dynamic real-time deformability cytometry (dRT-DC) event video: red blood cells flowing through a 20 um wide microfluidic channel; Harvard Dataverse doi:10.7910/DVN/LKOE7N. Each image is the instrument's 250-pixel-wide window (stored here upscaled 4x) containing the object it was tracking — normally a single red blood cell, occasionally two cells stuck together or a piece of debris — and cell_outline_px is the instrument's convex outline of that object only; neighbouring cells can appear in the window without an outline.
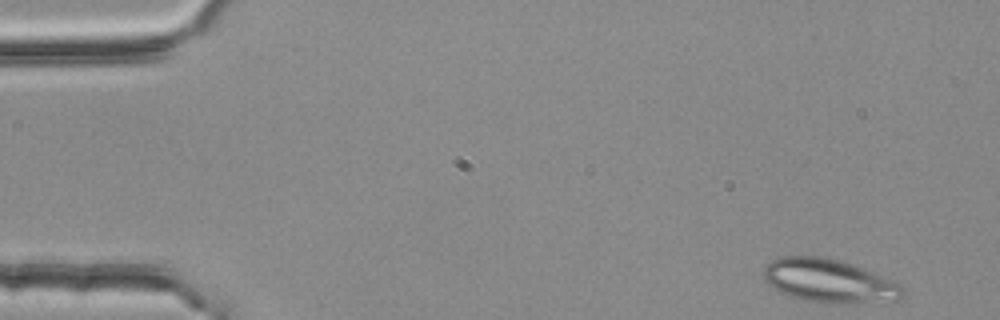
{"species": "common noctule bat (a hibernating species)", "species_latin": "Nyctalus noctula", "temperature_condition": "room temperature", "stored_images_in_passage": 48, "camera_frame_rate_fps": 3000, "um_per_image_px": 0.085, "animal": {"sex": "female", "body_mass_g": 25.1}, "frame": {"image": 1, "passage_image": 1, "time_ms": 0.0, "image_size_px": [1000, 320], "cell_outline_px": [[904, 296], [896, 300], [832, 304], [824, 304], [804, 300], [792, 296], [772, 288], [764, 280], [760, 272], [772, 260], [780, 256], [820, 256], [840, 260], [864, 268], [900, 284], [904, 288]], "centroid_in_image_um": [70.44, 23.87], "position_along_channel_um": 14.6, "area_um2": 35.43}}
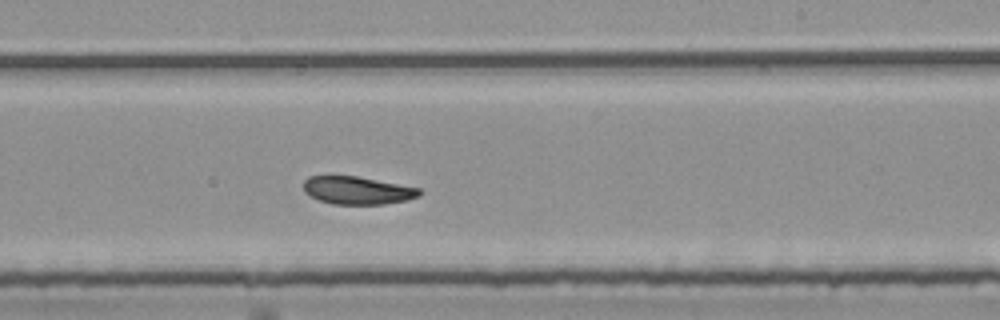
{"frame": {"image": 2, "passage_image": 30, "time_ms": 9.667, "image_size_px": [1000, 320], "cell_outline_px": [[424, 192], [420, 196], [408, 200], [384, 204], [332, 204], [320, 200], [304, 192], [304, 180], [308, 176], [356, 176], [420, 188]], "centroid_in_image_um": [30.42, 16.18], "position_along_channel_um": 258.6, "area_um2": 18.79}}
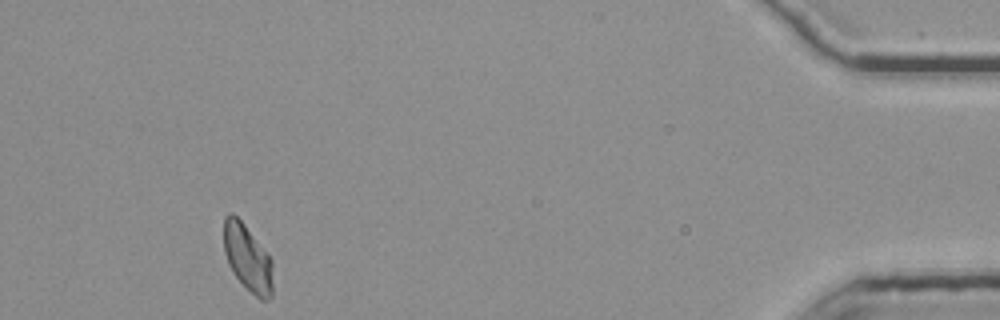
{"frame": {"image": 3, "passage_image": 48, "time_ms": 15.667, "image_size_px": [1000, 320], "cell_outline_px": [[272, 296], [268, 300], [260, 300], [232, 272], [228, 264], [224, 252], [224, 216], [228, 212], [232, 212], [244, 224], [272, 260]], "centroid_in_image_um": [21.03, 21.91], "position_along_channel_um": 414.2, "area_um2": 18.84}, "authors_computed_cell_mechanics": {"area_um2": 20.1144, "velocity_mm_per_s": 3.7565, "shape_relaxation_time_tau1_ms": 3.2341, "shape_relaxation_time_tau2_ms": 3.8193, "deformation_change_tau1": 0.1225, "deformation_change_tau2": 0.0918}}